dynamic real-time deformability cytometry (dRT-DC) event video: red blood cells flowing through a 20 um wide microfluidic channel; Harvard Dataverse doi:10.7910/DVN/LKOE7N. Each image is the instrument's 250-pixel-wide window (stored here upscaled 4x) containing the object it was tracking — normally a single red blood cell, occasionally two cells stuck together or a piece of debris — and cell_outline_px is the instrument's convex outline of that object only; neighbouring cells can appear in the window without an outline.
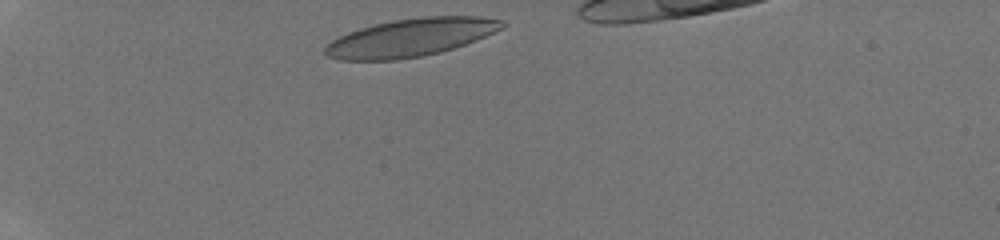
{"species": "human", "species_latin": "Homo sapiens", "temperature_condition": "room temperature", "stored_images_in_passage": 32, "camera_frame_rate_fps": 3000, "um_per_image_px": 0.085, "donor": {"sex": "male"}, "frame": {"image": 1, "passage_image": 1, "time_ms": 0.0, "image_size_px": [1000, 240], "cell_outline_px": [[508, 24], [504, 28], [496, 32], [476, 40], [440, 52], [420, 56], [396, 60], [340, 60], [328, 56], [324, 52], [324, 48], [332, 40], [348, 32], [360, 28], [392, 20], [424, 16], [476, 16], [504, 20]], "centroid_in_image_um": [34.95, 3.18], "position_along_channel_um": 50.1, "area_um2": 39.07}}
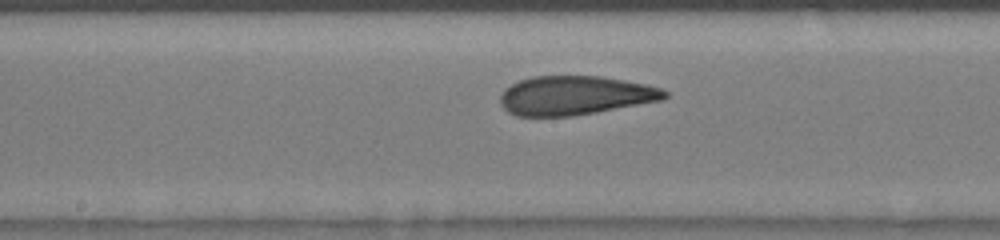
{"frame": {"image": 2, "passage_image": 15, "time_ms": 4.667, "image_size_px": [1000, 240], "cell_outline_px": [[668, 96], [664, 100], [596, 112], [572, 116], [516, 116], [508, 112], [500, 104], [500, 96], [504, 88], [520, 80], [532, 76], [600, 76], [624, 80], [644, 84], [660, 88], [668, 92]], "centroid_in_image_um": [48.87, 8.11], "position_along_channel_um": 199.3, "area_um2": 37.45}}
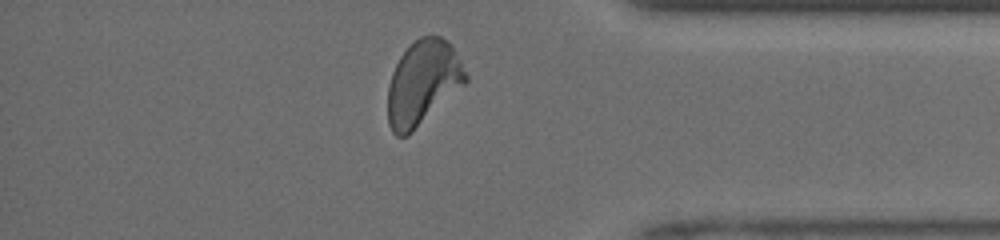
{"frame": {"image": 3, "passage_image": 30, "time_ms": 9.667, "image_size_px": [1000, 240], "cell_outline_px": [[468, 80], [464, 84], [408, 136], [396, 136], [392, 132], [388, 124], [388, 84], [392, 72], [400, 56], [420, 36], [440, 36], [448, 40], [452, 44], [468, 76]], "centroid_in_image_um": [35.93, 7.03], "position_along_channel_um": 399.3, "area_um2": 38.09}, "authors_computed_cell_mechanics": {"area_um2": 38.0324, "velocity_mm_per_s": 4.2137, "shape_relaxation_time_tau1_ms": 6.2334, "shape_relaxation_time_tau2_ms": 0.9906, "deformation_change_tau1": 0.1822, "deformation_change_tau2": 0.0674}}